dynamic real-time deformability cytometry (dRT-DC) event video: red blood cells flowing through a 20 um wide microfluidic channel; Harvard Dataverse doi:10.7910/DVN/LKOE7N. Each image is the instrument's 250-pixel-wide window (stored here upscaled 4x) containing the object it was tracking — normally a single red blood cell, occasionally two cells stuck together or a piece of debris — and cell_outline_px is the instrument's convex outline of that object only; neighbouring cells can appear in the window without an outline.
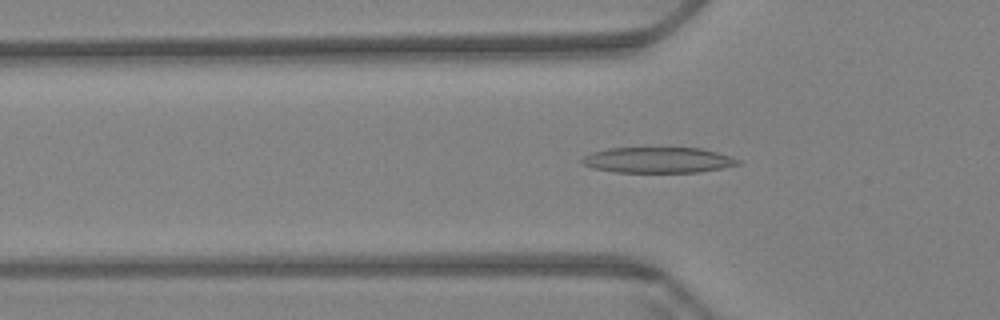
{"species": "Egyptian fruit bat (a non-hibernating species)", "species_latin": "Rousettus aegyptiacus", "temperature_condition": "warm", "stored_images_in_passage": 42, "camera_frame_rate_fps": 3000, "um_per_image_px": 0.085, "animal": {"sex": "female"}, "frame": {"image": 1, "passage_image": 10, "time_ms": 3.0, "image_size_px": [1000, 320], "cell_outline_px": [[740, 164], [720, 168], [696, 172], [612, 172], [592, 168], [584, 164], [580, 160], [584, 156], [592, 152], [608, 148], [700, 148], [716, 152], [740, 160]], "centroid_in_image_um": [55.88, 13.6], "position_along_channel_um": 69.9, "area_um2": 23.12}}
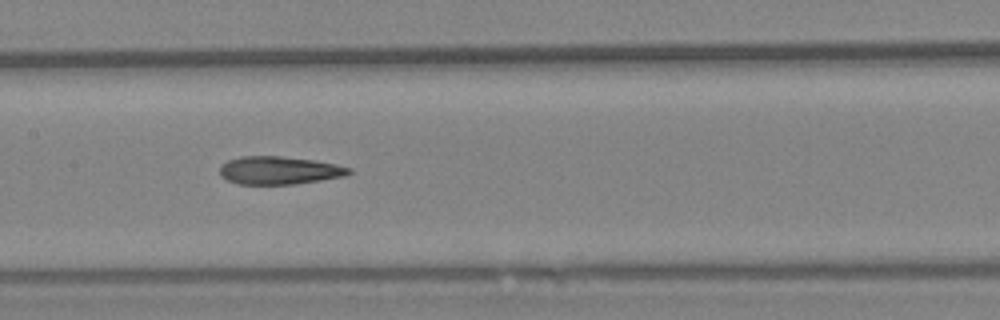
{"frame": {"image": 2, "passage_image": 20, "time_ms": 6.333, "image_size_px": [1000, 320], "cell_outline_px": [[352, 172], [344, 176], [296, 184], [240, 184], [228, 180], [220, 176], [220, 164], [228, 160], [240, 156], [280, 156], [312, 160], [336, 164], [352, 168]], "centroid_in_image_um": [23.71, 14.48], "position_along_channel_um": 183.7, "area_um2": 21.04}}
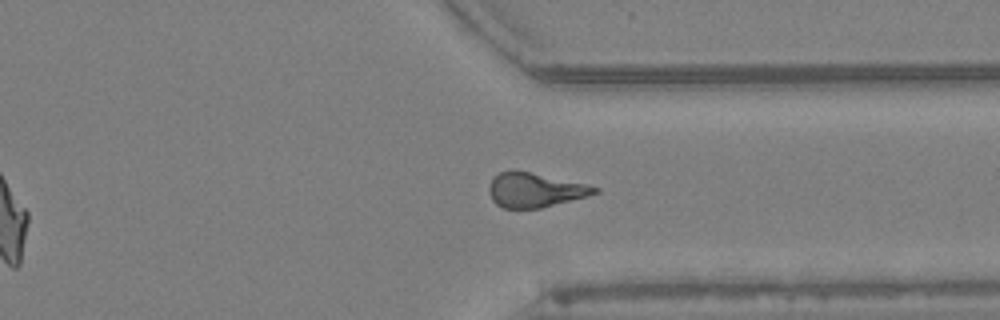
{"frame": {"image": 3, "passage_image": 36, "time_ms": 11.667, "image_size_px": [1000, 320], "cell_outline_px": [[600, 192], [588, 196], [540, 208], [504, 208], [496, 204], [492, 200], [488, 192], [488, 184], [492, 176], [500, 172], [512, 168], [584, 184], [600, 188]], "centroid_in_image_um": [45.4, 16.13], "position_along_channel_um": 366.0, "area_um2": 21.33}, "authors_computed_cell_mechanics": {"area_um2": 21.5594, "velocity_mm_per_s": 3.4202, "shape_relaxation_time_tau1_ms": null, "shape_relaxation_time_tau2_ms": 3.4402, "deformation_change_tau1": null, "deformation_change_tau2": 0.1465}}